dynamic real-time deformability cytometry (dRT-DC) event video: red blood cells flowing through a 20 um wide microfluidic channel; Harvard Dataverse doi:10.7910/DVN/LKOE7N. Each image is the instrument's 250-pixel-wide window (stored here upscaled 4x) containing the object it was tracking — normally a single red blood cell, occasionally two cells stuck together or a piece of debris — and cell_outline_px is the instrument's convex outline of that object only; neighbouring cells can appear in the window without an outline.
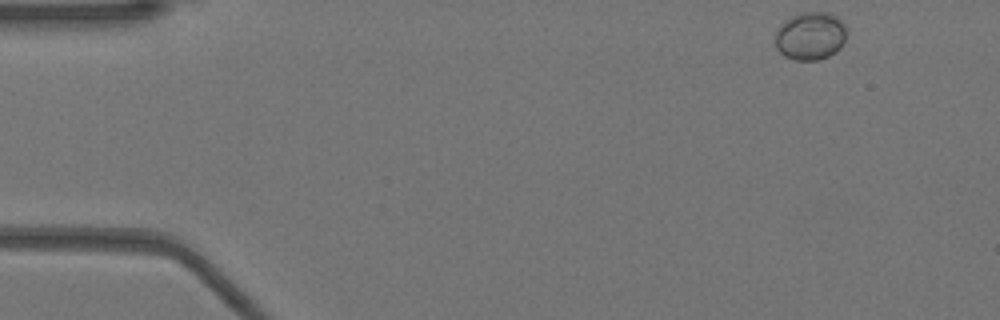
{"species": "Egyptian fruit bat (a non-hibernating species)", "species_latin": "Rousettus aegyptiacus", "temperature_condition": "warm", "stored_images_in_passage": 48, "camera_frame_rate_fps": 3000, "um_per_image_px": 0.085, "animal": {"sex": "female"}, "frame": {"image": 1, "passage_image": 1, "time_ms": 0.0, "image_size_px": [1000, 320], "cell_outline_px": [[844, 40], [840, 48], [836, 52], [828, 56], [816, 60], [796, 60], [784, 56], [776, 48], [776, 28], [784, 20], [800, 12], [828, 12], [836, 16], [844, 24]], "centroid_in_image_um": [68.84, 3.05], "position_along_channel_um": 16.2, "area_um2": 19.94}}
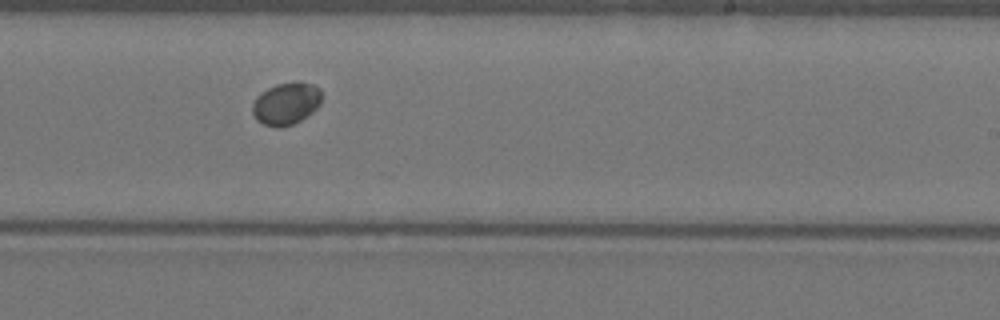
{"frame": {"image": 2, "passage_image": 28, "time_ms": 9.0, "image_size_px": [1000, 320], "cell_outline_px": [[320, 104], [312, 112], [300, 120], [292, 124], [280, 128], [276, 128], [264, 124], [256, 120], [252, 112], [252, 104], [256, 96], [260, 92], [276, 84], [316, 84], [320, 88]], "centroid_in_image_um": [24.28, 8.84], "position_along_channel_um": 264.7, "area_um2": 16.76}}
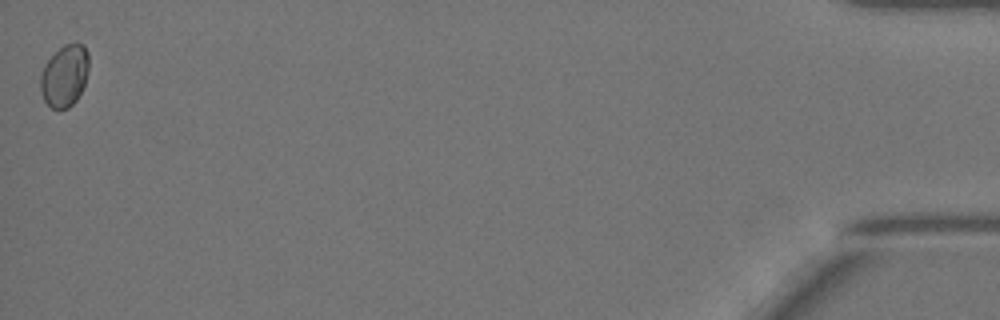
{"frame": {"image": 3, "passage_image": 48, "time_ms": 15.667, "image_size_px": [1000, 320], "cell_outline_px": [[88, 72], [84, 84], [76, 100], [68, 108], [52, 108], [44, 100], [40, 92], [40, 76], [44, 64], [64, 44], [84, 44], [88, 52]], "centroid_in_image_um": [5.48, 6.44], "position_along_channel_um": 429.7, "area_um2": 17.28}}